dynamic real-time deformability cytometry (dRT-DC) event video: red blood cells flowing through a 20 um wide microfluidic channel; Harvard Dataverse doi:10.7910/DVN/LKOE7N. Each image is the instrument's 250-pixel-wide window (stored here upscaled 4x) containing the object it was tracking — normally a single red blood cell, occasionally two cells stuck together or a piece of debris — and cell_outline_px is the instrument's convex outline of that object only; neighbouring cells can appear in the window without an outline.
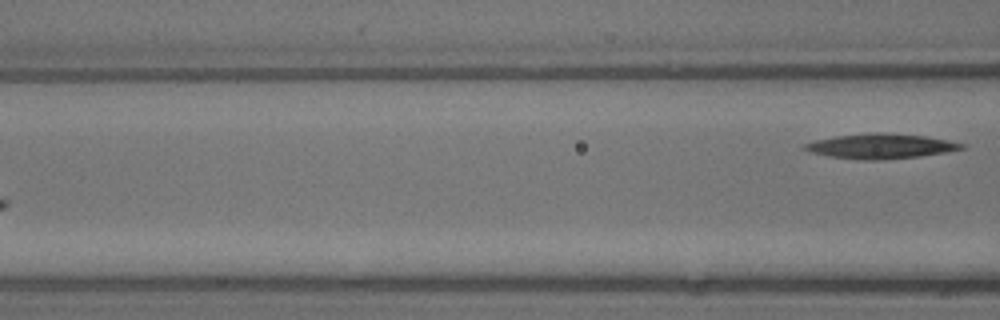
{"species": "common noctule bat (a hibernating species)", "species_latin": "Nyctalus noctula", "temperature_condition": "warm", "stored_images_in_passage": 7, "segment_of_instrument_passage": [2, 2], "camera_frame_rate_fps": 3000, "um_per_image_px": 0.085, "animal": {"sex": "male", "body_mass_g": 13.3}, "frame": {"image": 1, "passage_image": 7, "time_ms": 2.0, "image_size_px": [1000, 320], "cell_outline_px": [[968, 148], [920, 156], [884, 160], [860, 160], [828, 156], [808, 152], [800, 148], [804, 144], [816, 140], [836, 136], [876, 132], [880, 132], [924, 136], [948, 140], [964, 144]], "centroid_in_image_um": [74.83, 12.43], "position_along_channel_um": 91.8, "area_um2": 22.83}}